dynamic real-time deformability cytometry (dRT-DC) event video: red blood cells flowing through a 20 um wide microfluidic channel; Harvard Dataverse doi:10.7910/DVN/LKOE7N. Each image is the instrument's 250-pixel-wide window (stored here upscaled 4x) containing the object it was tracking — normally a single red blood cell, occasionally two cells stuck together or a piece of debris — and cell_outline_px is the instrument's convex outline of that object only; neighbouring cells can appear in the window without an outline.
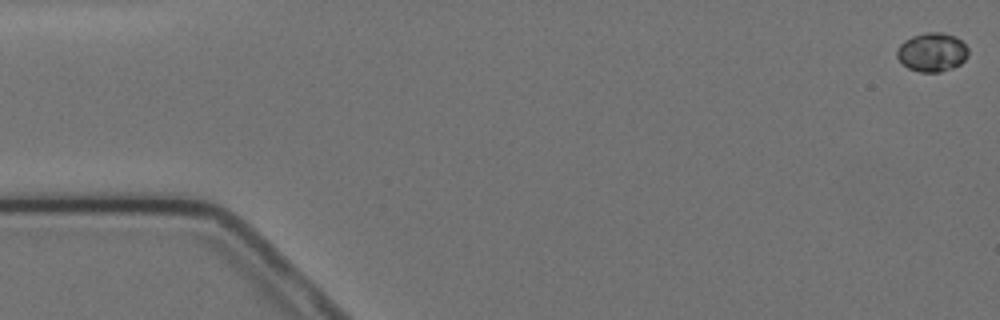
{"species": "Egyptian fruit bat (a non-hibernating species)", "species_latin": "Rousettus aegyptiacus", "temperature_condition": "cold", "stored_images_in_passage": 15, "camera_frame_rate_fps": 3000, "um_per_image_px": 0.085, "animal": {"sex": "female"}, "frame": {"image": 1, "passage_image": 1, "time_ms": 0.0, "image_size_px": [1000, 320], "cell_outline_px": [[968, 56], [960, 64], [952, 68], [940, 72], [920, 72], [908, 68], [896, 56], [896, 52], [900, 44], [904, 40], [912, 36], [924, 32], [940, 32], [956, 36], [968, 48]], "centroid_in_image_um": [79.23, 4.43], "position_along_channel_um": 5.8, "area_um2": 16.18}}
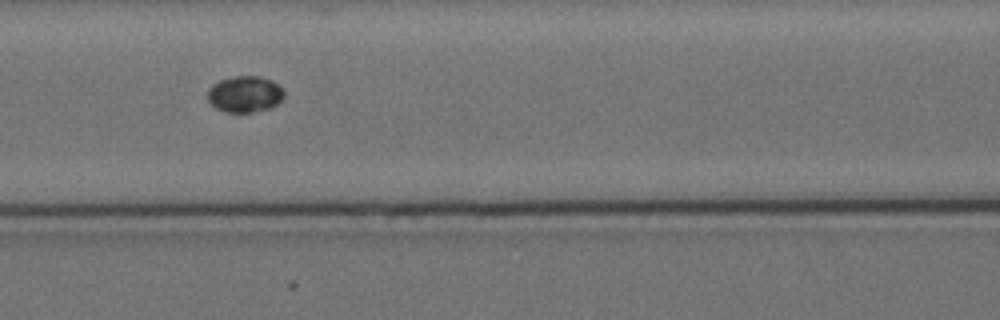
{"frame": {"image": 2, "passage_image": 7, "time_ms": 7.667, "image_size_px": [1000, 320], "cell_outline_px": [[284, 96], [276, 104], [268, 108], [252, 112], [224, 112], [216, 108], [208, 100], [208, 88], [212, 84], [220, 80], [236, 76], [260, 76], [272, 80], [284, 92]], "centroid_in_image_um": [20.78, 8.0], "position_along_channel_um": 145.8, "area_um2": 16.01}}
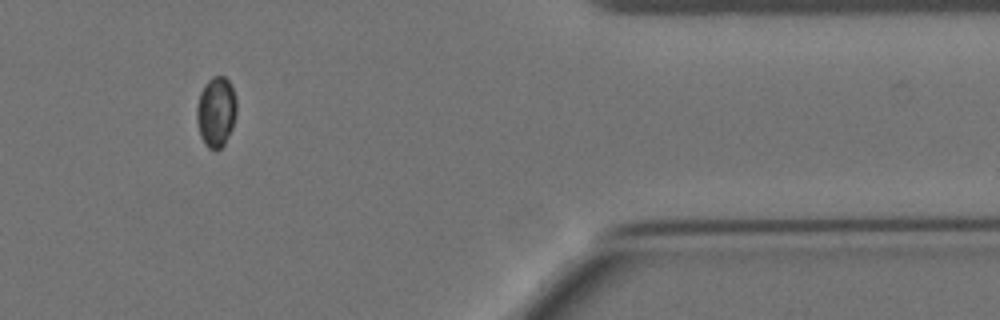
{"frame": {"image": 3, "passage_image": 13, "time_ms": 15.667, "image_size_px": [1000, 320], "cell_outline_px": [[236, 116], [232, 128], [224, 144], [216, 152], [208, 148], [204, 144], [200, 136], [196, 120], [196, 108], [200, 92], [204, 84], [212, 76], [224, 76], [228, 80], [232, 88], [236, 100]], "centroid_in_image_um": [18.35, 9.52], "position_along_channel_um": 393.1, "area_um2": 16.53}}